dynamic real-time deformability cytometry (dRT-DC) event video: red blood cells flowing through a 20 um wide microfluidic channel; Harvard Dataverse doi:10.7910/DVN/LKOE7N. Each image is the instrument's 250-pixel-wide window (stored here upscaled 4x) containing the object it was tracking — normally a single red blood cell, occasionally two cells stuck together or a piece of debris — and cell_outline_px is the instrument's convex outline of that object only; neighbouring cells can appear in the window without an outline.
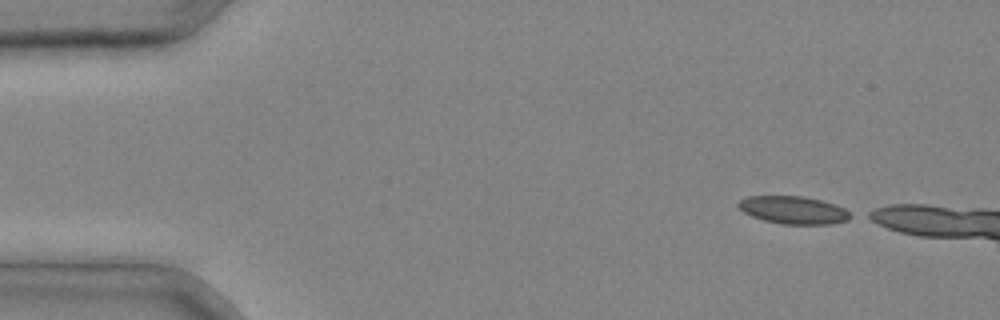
{"species": "common noctule bat (a hibernating species)", "species_latin": "Nyctalus noctula", "temperature_condition": "cold", "stored_images_in_passage": 4, "camera_frame_rate_fps": 3000, "um_per_image_px": 0.085, "animal": {"sex": "male", "body_mass_g": 20.4}, "frame": {"image": 1, "passage_image": 1, "time_ms": 0.0, "image_size_px": [1000, 320], "cell_outline_px": [[856, 216], [848, 220], [832, 224], [784, 224], [764, 220], [752, 216], [744, 212], [736, 204], [740, 200], [748, 196], [804, 196], [836, 204], [852, 212]], "centroid_in_image_um": [67.51, 17.85], "position_along_channel_um": 17.5, "area_um2": 18.26}}